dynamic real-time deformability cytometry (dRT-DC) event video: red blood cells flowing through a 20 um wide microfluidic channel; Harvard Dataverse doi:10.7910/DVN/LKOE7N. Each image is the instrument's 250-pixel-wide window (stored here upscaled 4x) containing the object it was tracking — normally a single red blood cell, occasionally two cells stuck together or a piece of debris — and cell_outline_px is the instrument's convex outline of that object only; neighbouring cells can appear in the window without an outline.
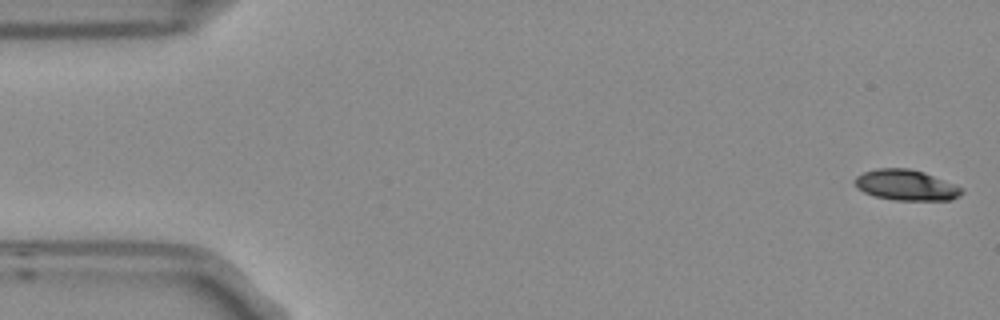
{"species": "Egyptian fruit bat (a non-hibernating species)", "species_latin": "Rousettus aegyptiacus", "temperature_condition": "room temperature", "stored_images_in_passage": 5, "camera_frame_rate_fps": 3000, "um_per_image_px": 0.085, "frame": {"image": 1, "passage_image": 1, "time_ms": 0.0, "image_size_px": [1000, 320], "cell_outline_px": [[964, 192], [960, 196], [952, 200], [896, 200], [876, 196], [864, 192], [856, 188], [852, 180], [856, 176], [864, 172], [876, 168], [908, 168], [924, 172], [964, 188]], "centroid_in_image_um": [77.01, 15.73], "position_along_channel_um": 8.0, "area_um2": 19.25}}
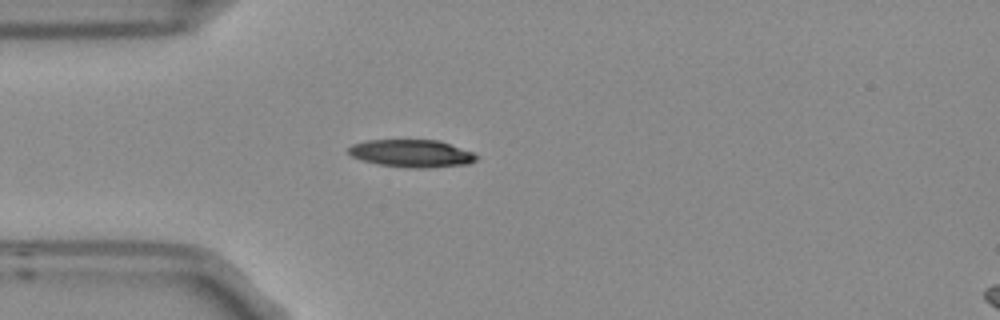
{"frame": {"image": 2, "passage_image": 5, "time_ms": 1.333, "image_size_px": [1000, 320], "cell_outline_px": [[480, 156], [476, 160], [468, 164], [432, 168], [408, 168], [380, 164], [364, 160], [352, 156], [348, 152], [348, 148], [352, 144], [364, 140], [440, 140], [472, 152]], "centroid_in_image_um": [35.02, 13.04], "position_along_channel_um": 50.0, "area_um2": 20.63}}